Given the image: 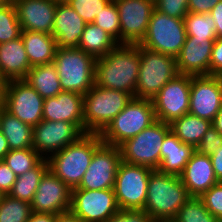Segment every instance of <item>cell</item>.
<instances>
[{"label": "cell", "instance_id": "cell-7", "mask_svg": "<svg viewBox=\"0 0 222 222\" xmlns=\"http://www.w3.org/2000/svg\"><path fill=\"white\" fill-rule=\"evenodd\" d=\"M170 131V124L156 120L138 135L127 139L118 146L122 161L147 166L153 170L158 169L161 163V146Z\"/></svg>", "mask_w": 222, "mask_h": 222}, {"label": "cell", "instance_id": "cell-22", "mask_svg": "<svg viewBox=\"0 0 222 222\" xmlns=\"http://www.w3.org/2000/svg\"><path fill=\"white\" fill-rule=\"evenodd\" d=\"M190 197H200L213 185L219 183L209 155L192 153L184 171L180 175Z\"/></svg>", "mask_w": 222, "mask_h": 222}, {"label": "cell", "instance_id": "cell-38", "mask_svg": "<svg viewBox=\"0 0 222 222\" xmlns=\"http://www.w3.org/2000/svg\"><path fill=\"white\" fill-rule=\"evenodd\" d=\"M111 0H69L67 3L87 23H93Z\"/></svg>", "mask_w": 222, "mask_h": 222}, {"label": "cell", "instance_id": "cell-47", "mask_svg": "<svg viewBox=\"0 0 222 222\" xmlns=\"http://www.w3.org/2000/svg\"><path fill=\"white\" fill-rule=\"evenodd\" d=\"M215 176L219 182H222V145L210 155Z\"/></svg>", "mask_w": 222, "mask_h": 222}, {"label": "cell", "instance_id": "cell-39", "mask_svg": "<svg viewBox=\"0 0 222 222\" xmlns=\"http://www.w3.org/2000/svg\"><path fill=\"white\" fill-rule=\"evenodd\" d=\"M199 198L206 209L222 222V182L213 185Z\"/></svg>", "mask_w": 222, "mask_h": 222}, {"label": "cell", "instance_id": "cell-14", "mask_svg": "<svg viewBox=\"0 0 222 222\" xmlns=\"http://www.w3.org/2000/svg\"><path fill=\"white\" fill-rule=\"evenodd\" d=\"M121 162L120 148L102 143L95 150L81 183L73 189H113L116 173Z\"/></svg>", "mask_w": 222, "mask_h": 222}, {"label": "cell", "instance_id": "cell-17", "mask_svg": "<svg viewBox=\"0 0 222 222\" xmlns=\"http://www.w3.org/2000/svg\"><path fill=\"white\" fill-rule=\"evenodd\" d=\"M222 107V76L191 75L189 113L213 121Z\"/></svg>", "mask_w": 222, "mask_h": 222}, {"label": "cell", "instance_id": "cell-24", "mask_svg": "<svg viewBox=\"0 0 222 222\" xmlns=\"http://www.w3.org/2000/svg\"><path fill=\"white\" fill-rule=\"evenodd\" d=\"M31 68L21 36L0 43V78L6 81L25 79Z\"/></svg>", "mask_w": 222, "mask_h": 222}, {"label": "cell", "instance_id": "cell-33", "mask_svg": "<svg viewBox=\"0 0 222 222\" xmlns=\"http://www.w3.org/2000/svg\"><path fill=\"white\" fill-rule=\"evenodd\" d=\"M31 203L10 195H4L0 202V222H27L31 215Z\"/></svg>", "mask_w": 222, "mask_h": 222}, {"label": "cell", "instance_id": "cell-19", "mask_svg": "<svg viewBox=\"0 0 222 222\" xmlns=\"http://www.w3.org/2000/svg\"><path fill=\"white\" fill-rule=\"evenodd\" d=\"M216 39L187 36L182 49L176 56L178 74L210 75L212 47Z\"/></svg>", "mask_w": 222, "mask_h": 222}, {"label": "cell", "instance_id": "cell-42", "mask_svg": "<svg viewBox=\"0 0 222 222\" xmlns=\"http://www.w3.org/2000/svg\"><path fill=\"white\" fill-rule=\"evenodd\" d=\"M153 219L142 209H119L105 222H152Z\"/></svg>", "mask_w": 222, "mask_h": 222}, {"label": "cell", "instance_id": "cell-9", "mask_svg": "<svg viewBox=\"0 0 222 222\" xmlns=\"http://www.w3.org/2000/svg\"><path fill=\"white\" fill-rule=\"evenodd\" d=\"M187 37L183 19L170 17L154 9L147 33L139 45L162 54L176 57Z\"/></svg>", "mask_w": 222, "mask_h": 222}, {"label": "cell", "instance_id": "cell-15", "mask_svg": "<svg viewBox=\"0 0 222 222\" xmlns=\"http://www.w3.org/2000/svg\"><path fill=\"white\" fill-rule=\"evenodd\" d=\"M120 18V44H139L147 33L152 0H114Z\"/></svg>", "mask_w": 222, "mask_h": 222}, {"label": "cell", "instance_id": "cell-28", "mask_svg": "<svg viewBox=\"0 0 222 222\" xmlns=\"http://www.w3.org/2000/svg\"><path fill=\"white\" fill-rule=\"evenodd\" d=\"M24 80L43 99L56 97L62 91L57 68L53 62L32 67Z\"/></svg>", "mask_w": 222, "mask_h": 222}, {"label": "cell", "instance_id": "cell-43", "mask_svg": "<svg viewBox=\"0 0 222 222\" xmlns=\"http://www.w3.org/2000/svg\"><path fill=\"white\" fill-rule=\"evenodd\" d=\"M17 179V175L10 169L4 160H0V191L8 195Z\"/></svg>", "mask_w": 222, "mask_h": 222}, {"label": "cell", "instance_id": "cell-6", "mask_svg": "<svg viewBox=\"0 0 222 222\" xmlns=\"http://www.w3.org/2000/svg\"><path fill=\"white\" fill-rule=\"evenodd\" d=\"M156 121L153 103L150 99L133 97L125 108L100 133L102 142L119 146L138 135Z\"/></svg>", "mask_w": 222, "mask_h": 222}, {"label": "cell", "instance_id": "cell-13", "mask_svg": "<svg viewBox=\"0 0 222 222\" xmlns=\"http://www.w3.org/2000/svg\"><path fill=\"white\" fill-rule=\"evenodd\" d=\"M70 210L84 222H105L119 207L114 189H71Z\"/></svg>", "mask_w": 222, "mask_h": 222}, {"label": "cell", "instance_id": "cell-35", "mask_svg": "<svg viewBox=\"0 0 222 222\" xmlns=\"http://www.w3.org/2000/svg\"><path fill=\"white\" fill-rule=\"evenodd\" d=\"M174 220L176 222H221L206 209L199 197H190L178 210Z\"/></svg>", "mask_w": 222, "mask_h": 222}, {"label": "cell", "instance_id": "cell-50", "mask_svg": "<svg viewBox=\"0 0 222 222\" xmlns=\"http://www.w3.org/2000/svg\"><path fill=\"white\" fill-rule=\"evenodd\" d=\"M10 151L6 137L0 129V160H3L5 155Z\"/></svg>", "mask_w": 222, "mask_h": 222}, {"label": "cell", "instance_id": "cell-12", "mask_svg": "<svg viewBox=\"0 0 222 222\" xmlns=\"http://www.w3.org/2000/svg\"><path fill=\"white\" fill-rule=\"evenodd\" d=\"M44 99L24 79L7 81L4 109L32 128L43 120Z\"/></svg>", "mask_w": 222, "mask_h": 222}, {"label": "cell", "instance_id": "cell-8", "mask_svg": "<svg viewBox=\"0 0 222 222\" xmlns=\"http://www.w3.org/2000/svg\"><path fill=\"white\" fill-rule=\"evenodd\" d=\"M138 48L140 66L135 97L152 100L178 74L176 57L149 50L139 44Z\"/></svg>", "mask_w": 222, "mask_h": 222}, {"label": "cell", "instance_id": "cell-52", "mask_svg": "<svg viewBox=\"0 0 222 222\" xmlns=\"http://www.w3.org/2000/svg\"><path fill=\"white\" fill-rule=\"evenodd\" d=\"M6 83V80L0 78V110L4 108Z\"/></svg>", "mask_w": 222, "mask_h": 222}, {"label": "cell", "instance_id": "cell-16", "mask_svg": "<svg viewBox=\"0 0 222 222\" xmlns=\"http://www.w3.org/2000/svg\"><path fill=\"white\" fill-rule=\"evenodd\" d=\"M82 135L84 133L73 123L42 120L33 127V149L47 159Z\"/></svg>", "mask_w": 222, "mask_h": 222}, {"label": "cell", "instance_id": "cell-34", "mask_svg": "<svg viewBox=\"0 0 222 222\" xmlns=\"http://www.w3.org/2000/svg\"><path fill=\"white\" fill-rule=\"evenodd\" d=\"M42 159L33 148H26L10 150L3 160L17 176H20L34 168Z\"/></svg>", "mask_w": 222, "mask_h": 222}, {"label": "cell", "instance_id": "cell-36", "mask_svg": "<svg viewBox=\"0 0 222 222\" xmlns=\"http://www.w3.org/2000/svg\"><path fill=\"white\" fill-rule=\"evenodd\" d=\"M21 26L13 1L0 7V43L9 42L21 36Z\"/></svg>", "mask_w": 222, "mask_h": 222}, {"label": "cell", "instance_id": "cell-29", "mask_svg": "<svg viewBox=\"0 0 222 222\" xmlns=\"http://www.w3.org/2000/svg\"><path fill=\"white\" fill-rule=\"evenodd\" d=\"M212 122L191 113H186L170 123L171 131L184 144L194 149L199 145Z\"/></svg>", "mask_w": 222, "mask_h": 222}, {"label": "cell", "instance_id": "cell-26", "mask_svg": "<svg viewBox=\"0 0 222 222\" xmlns=\"http://www.w3.org/2000/svg\"><path fill=\"white\" fill-rule=\"evenodd\" d=\"M21 38L31 67L54 61L57 42L52 34L36 31H22Z\"/></svg>", "mask_w": 222, "mask_h": 222}, {"label": "cell", "instance_id": "cell-20", "mask_svg": "<svg viewBox=\"0 0 222 222\" xmlns=\"http://www.w3.org/2000/svg\"><path fill=\"white\" fill-rule=\"evenodd\" d=\"M22 31L52 34L57 2L55 0H12Z\"/></svg>", "mask_w": 222, "mask_h": 222}, {"label": "cell", "instance_id": "cell-23", "mask_svg": "<svg viewBox=\"0 0 222 222\" xmlns=\"http://www.w3.org/2000/svg\"><path fill=\"white\" fill-rule=\"evenodd\" d=\"M86 22L65 3H57L52 35L57 47L78 48Z\"/></svg>", "mask_w": 222, "mask_h": 222}, {"label": "cell", "instance_id": "cell-11", "mask_svg": "<svg viewBox=\"0 0 222 222\" xmlns=\"http://www.w3.org/2000/svg\"><path fill=\"white\" fill-rule=\"evenodd\" d=\"M191 75L177 74L152 98L156 120L172 123L189 113Z\"/></svg>", "mask_w": 222, "mask_h": 222}, {"label": "cell", "instance_id": "cell-48", "mask_svg": "<svg viewBox=\"0 0 222 222\" xmlns=\"http://www.w3.org/2000/svg\"><path fill=\"white\" fill-rule=\"evenodd\" d=\"M27 222H55V214L37 213L32 211Z\"/></svg>", "mask_w": 222, "mask_h": 222}, {"label": "cell", "instance_id": "cell-56", "mask_svg": "<svg viewBox=\"0 0 222 222\" xmlns=\"http://www.w3.org/2000/svg\"><path fill=\"white\" fill-rule=\"evenodd\" d=\"M3 196H4V194L0 191V202H1Z\"/></svg>", "mask_w": 222, "mask_h": 222}, {"label": "cell", "instance_id": "cell-44", "mask_svg": "<svg viewBox=\"0 0 222 222\" xmlns=\"http://www.w3.org/2000/svg\"><path fill=\"white\" fill-rule=\"evenodd\" d=\"M210 75L222 76V38H217L212 47Z\"/></svg>", "mask_w": 222, "mask_h": 222}, {"label": "cell", "instance_id": "cell-18", "mask_svg": "<svg viewBox=\"0 0 222 222\" xmlns=\"http://www.w3.org/2000/svg\"><path fill=\"white\" fill-rule=\"evenodd\" d=\"M70 208L71 188L48 169L34 194L31 210L37 213L58 214L68 211Z\"/></svg>", "mask_w": 222, "mask_h": 222}, {"label": "cell", "instance_id": "cell-45", "mask_svg": "<svg viewBox=\"0 0 222 222\" xmlns=\"http://www.w3.org/2000/svg\"><path fill=\"white\" fill-rule=\"evenodd\" d=\"M221 0H188V12L206 14Z\"/></svg>", "mask_w": 222, "mask_h": 222}, {"label": "cell", "instance_id": "cell-37", "mask_svg": "<svg viewBox=\"0 0 222 222\" xmlns=\"http://www.w3.org/2000/svg\"><path fill=\"white\" fill-rule=\"evenodd\" d=\"M93 23L105 30L120 44V18L114 0H111L96 16Z\"/></svg>", "mask_w": 222, "mask_h": 222}, {"label": "cell", "instance_id": "cell-3", "mask_svg": "<svg viewBox=\"0 0 222 222\" xmlns=\"http://www.w3.org/2000/svg\"><path fill=\"white\" fill-rule=\"evenodd\" d=\"M190 198L180 176L158 169L149 176L144 211L153 219H174L178 210Z\"/></svg>", "mask_w": 222, "mask_h": 222}, {"label": "cell", "instance_id": "cell-10", "mask_svg": "<svg viewBox=\"0 0 222 222\" xmlns=\"http://www.w3.org/2000/svg\"><path fill=\"white\" fill-rule=\"evenodd\" d=\"M152 170L143 165L120 163L113 188L119 209H144Z\"/></svg>", "mask_w": 222, "mask_h": 222}, {"label": "cell", "instance_id": "cell-5", "mask_svg": "<svg viewBox=\"0 0 222 222\" xmlns=\"http://www.w3.org/2000/svg\"><path fill=\"white\" fill-rule=\"evenodd\" d=\"M133 97L123 91L94 86L84 95V134L101 133Z\"/></svg>", "mask_w": 222, "mask_h": 222}, {"label": "cell", "instance_id": "cell-27", "mask_svg": "<svg viewBox=\"0 0 222 222\" xmlns=\"http://www.w3.org/2000/svg\"><path fill=\"white\" fill-rule=\"evenodd\" d=\"M0 129L7 139L10 150L33 148V128L4 108L1 110Z\"/></svg>", "mask_w": 222, "mask_h": 222}, {"label": "cell", "instance_id": "cell-32", "mask_svg": "<svg viewBox=\"0 0 222 222\" xmlns=\"http://www.w3.org/2000/svg\"><path fill=\"white\" fill-rule=\"evenodd\" d=\"M183 21L187 36L192 38H217L215 20L209 13L188 12Z\"/></svg>", "mask_w": 222, "mask_h": 222}, {"label": "cell", "instance_id": "cell-53", "mask_svg": "<svg viewBox=\"0 0 222 222\" xmlns=\"http://www.w3.org/2000/svg\"><path fill=\"white\" fill-rule=\"evenodd\" d=\"M152 222H176L174 219H155Z\"/></svg>", "mask_w": 222, "mask_h": 222}, {"label": "cell", "instance_id": "cell-54", "mask_svg": "<svg viewBox=\"0 0 222 222\" xmlns=\"http://www.w3.org/2000/svg\"><path fill=\"white\" fill-rule=\"evenodd\" d=\"M9 2H10V0H0V7L5 6Z\"/></svg>", "mask_w": 222, "mask_h": 222}, {"label": "cell", "instance_id": "cell-4", "mask_svg": "<svg viewBox=\"0 0 222 222\" xmlns=\"http://www.w3.org/2000/svg\"><path fill=\"white\" fill-rule=\"evenodd\" d=\"M96 60L79 48L58 47L53 63L57 68L62 91L84 96L95 84Z\"/></svg>", "mask_w": 222, "mask_h": 222}, {"label": "cell", "instance_id": "cell-1", "mask_svg": "<svg viewBox=\"0 0 222 222\" xmlns=\"http://www.w3.org/2000/svg\"><path fill=\"white\" fill-rule=\"evenodd\" d=\"M139 66L138 44H119L107 55L97 58L95 85L127 92L135 97Z\"/></svg>", "mask_w": 222, "mask_h": 222}, {"label": "cell", "instance_id": "cell-30", "mask_svg": "<svg viewBox=\"0 0 222 222\" xmlns=\"http://www.w3.org/2000/svg\"><path fill=\"white\" fill-rule=\"evenodd\" d=\"M118 45L119 43L105 30L94 23H87L78 48L97 59L107 55Z\"/></svg>", "mask_w": 222, "mask_h": 222}, {"label": "cell", "instance_id": "cell-21", "mask_svg": "<svg viewBox=\"0 0 222 222\" xmlns=\"http://www.w3.org/2000/svg\"><path fill=\"white\" fill-rule=\"evenodd\" d=\"M83 109V95L61 91L56 97L44 99L43 120L73 123L84 133Z\"/></svg>", "mask_w": 222, "mask_h": 222}, {"label": "cell", "instance_id": "cell-40", "mask_svg": "<svg viewBox=\"0 0 222 222\" xmlns=\"http://www.w3.org/2000/svg\"><path fill=\"white\" fill-rule=\"evenodd\" d=\"M155 9L170 17L183 19L188 13V0H156Z\"/></svg>", "mask_w": 222, "mask_h": 222}, {"label": "cell", "instance_id": "cell-25", "mask_svg": "<svg viewBox=\"0 0 222 222\" xmlns=\"http://www.w3.org/2000/svg\"><path fill=\"white\" fill-rule=\"evenodd\" d=\"M195 149L182 143L172 131L164 138L161 146V163L158 170L162 173L180 176Z\"/></svg>", "mask_w": 222, "mask_h": 222}, {"label": "cell", "instance_id": "cell-51", "mask_svg": "<svg viewBox=\"0 0 222 222\" xmlns=\"http://www.w3.org/2000/svg\"><path fill=\"white\" fill-rule=\"evenodd\" d=\"M212 126L222 135V107L212 121Z\"/></svg>", "mask_w": 222, "mask_h": 222}, {"label": "cell", "instance_id": "cell-2", "mask_svg": "<svg viewBox=\"0 0 222 222\" xmlns=\"http://www.w3.org/2000/svg\"><path fill=\"white\" fill-rule=\"evenodd\" d=\"M99 133H86L76 142L47 158L49 169L69 188L79 186L95 150L102 144Z\"/></svg>", "mask_w": 222, "mask_h": 222}, {"label": "cell", "instance_id": "cell-31", "mask_svg": "<svg viewBox=\"0 0 222 222\" xmlns=\"http://www.w3.org/2000/svg\"><path fill=\"white\" fill-rule=\"evenodd\" d=\"M48 169V161L47 159L43 158L34 168L20 176H17L12 190L8 195H10L12 198L31 203L39 182Z\"/></svg>", "mask_w": 222, "mask_h": 222}, {"label": "cell", "instance_id": "cell-46", "mask_svg": "<svg viewBox=\"0 0 222 222\" xmlns=\"http://www.w3.org/2000/svg\"><path fill=\"white\" fill-rule=\"evenodd\" d=\"M209 14L215 20L216 26V37L222 38V0L219 1L214 8L209 12Z\"/></svg>", "mask_w": 222, "mask_h": 222}, {"label": "cell", "instance_id": "cell-41", "mask_svg": "<svg viewBox=\"0 0 222 222\" xmlns=\"http://www.w3.org/2000/svg\"><path fill=\"white\" fill-rule=\"evenodd\" d=\"M222 145V135L211 125L195 150L200 154L211 155Z\"/></svg>", "mask_w": 222, "mask_h": 222}, {"label": "cell", "instance_id": "cell-55", "mask_svg": "<svg viewBox=\"0 0 222 222\" xmlns=\"http://www.w3.org/2000/svg\"><path fill=\"white\" fill-rule=\"evenodd\" d=\"M57 3H65L68 2L69 0H55Z\"/></svg>", "mask_w": 222, "mask_h": 222}, {"label": "cell", "instance_id": "cell-49", "mask_svg": "<svg viewBox=\"0 0 222 222\" xmlns=\"http://www.w3.org/2000/svg\"><path fill=\"white\" fill-rule=\"evenodd\" d=\"M55 222H84L77 217L71 210L55 214Z\"/></svg>", "mask_w": 222, "mask_h": 222}]
</instances>
